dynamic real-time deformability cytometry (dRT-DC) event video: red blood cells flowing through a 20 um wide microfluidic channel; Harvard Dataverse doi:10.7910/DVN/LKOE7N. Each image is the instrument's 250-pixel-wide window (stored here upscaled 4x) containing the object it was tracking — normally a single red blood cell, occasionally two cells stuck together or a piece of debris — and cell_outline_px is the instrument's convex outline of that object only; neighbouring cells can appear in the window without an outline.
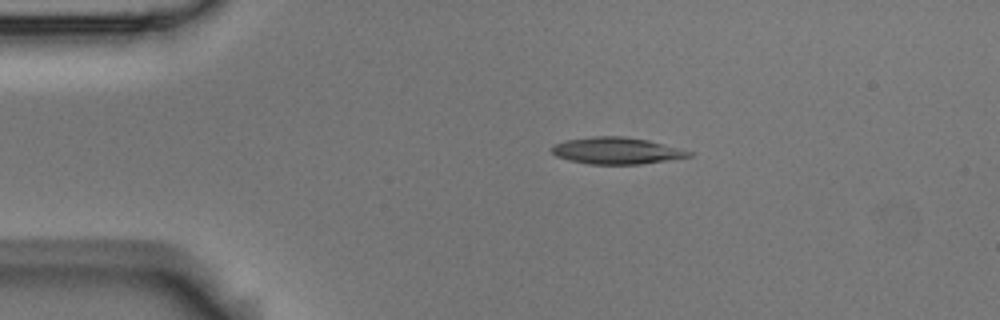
{"species": "Egyptian fruit bat (a non-hibernating species)", "species_latin": "Rousettus aegyptiacus", "temperature_condition": "room temperature", "stored_images_in_passage": 7, "camera_frame_rate_fps": 3000, "um_per_image_px": 0.085, "animal": {"sex": "male"}, "frame": {"image": 1, "passage_image": 4, "time_ms": 1.0, "image_size_px": [1000, 320], "cell_outline_px": [[696, 152], [692, 156], [668, 160], [640, 164], [588, 164], [568, 160], [556, 156], [552, 152], [552, 148], [556, 144], [564, 140], [592, 136], [624, 136], [648, 140]], "centroid_in_image_um": [52.44, 12.81], "position_along_channel_um": 32.6, "area_um2": 21.44}}
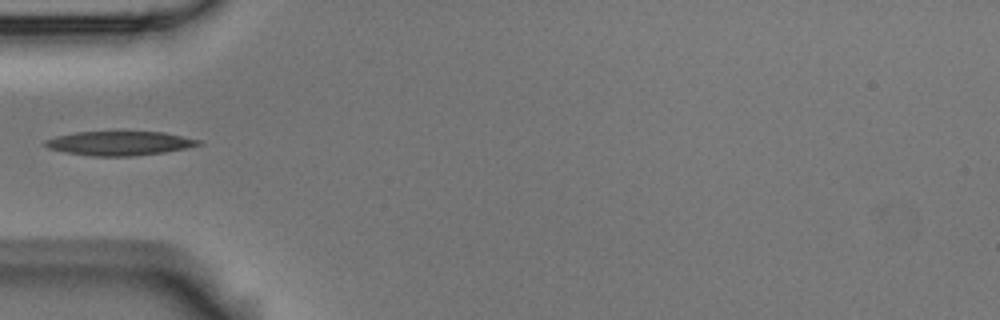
{"frame": {"image": 2, "passage_image": 6, "time_ms": 1.667, "image_size_px": [1000, 320], "cell_outline_px": [[204, 144], [188, 148], [164, 152], [136, 156], [92, 156], [64, 152], [48, 148], [44, 144], [44, 140], [56, 136], [76, 132], [164, 132], [200, 140]], "centroid_in_image_um": [10.17, 12.18], "position_along_channel_um": 74.8, "area_um2": 21.62}}
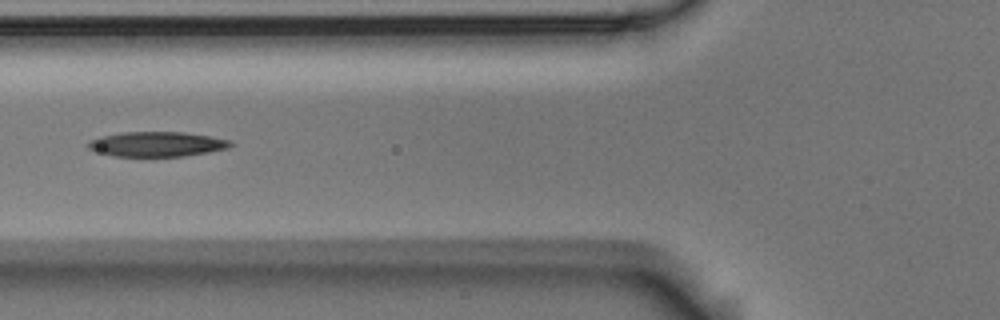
{"frame": {"image": 3, "passage_image": 7, "time_ms": 2.0, "image_size_px": [1000, 320], "cell_outline_px": [[236, 144], [228, 148], [208, 152], [184, 156], [112, 156], [96, 152], [88, 148], [88, 144], [92, 140], [100, 136], [124, 132], [184, 132], [232, 140]], "centroid_in_image_um": [13.37, 12.25], "position_along_channel_um": 112.4, "area_um2": 20.63}}